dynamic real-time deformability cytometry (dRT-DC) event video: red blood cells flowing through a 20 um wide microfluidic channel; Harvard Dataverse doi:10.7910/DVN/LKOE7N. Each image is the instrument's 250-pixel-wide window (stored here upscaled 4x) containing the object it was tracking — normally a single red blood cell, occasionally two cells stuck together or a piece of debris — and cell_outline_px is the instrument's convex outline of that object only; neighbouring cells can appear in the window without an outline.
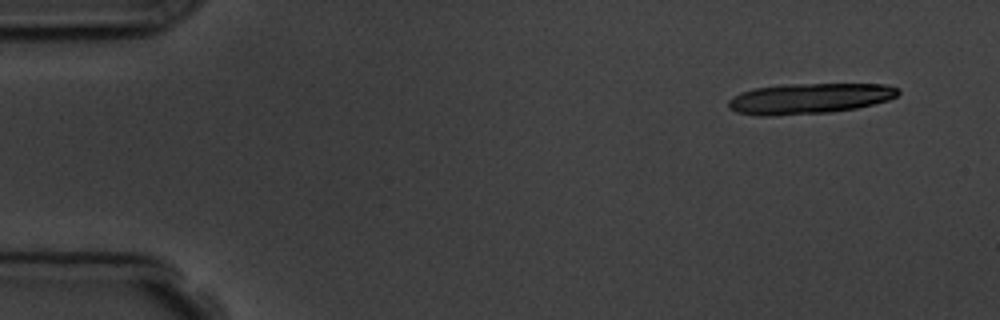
{"species": "common noctule bat (a hibernating species)", "species_latin": "Nyctalus noctula", "temperature_condition": "room temperature", "stored_images_in_passage": 5, "camera_frame_rate_fps": 3000, "um_per_image_px": 0.085, "animal": {"sex": "male", "body_mass_g": 19.5, "forearm_length_mm": 54.6}, "frame": {"image": 1, "passage_image": 1, "time_ms": 0.0, "image_size_px": [1000, 320], "cell_outline_px": [[900, 92], [896, 96], [888, 100], [856, 108], [828, 112], [772, 116], [760, 116], [736, 112], [728, 108], [728, 100], [740, 92], [752, 88], [780, 84], [884, 84], [900, 88]], "centroid_in_image_um": [68.75, 8.36], "position_along_channel_um": 16.3, "area_um2": 30.4}}
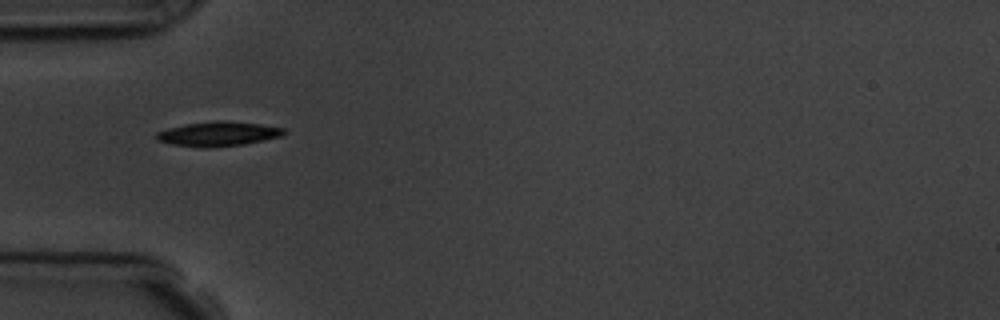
{"frame": {"image": 2, "passage_image": 5, "time_ms": 4.667, "image_size_px": [1000, 320], "cell_outline_px": [[288, 132], [280, 136], [244, 144], [208, 148], [172, 144], [156, 140], [156, 132], [168, 128], [188, 124], [212, 120], [224, 120], [260, 124], [284, 128]], "centroid_in_image_um": [18.55, 11.37], "position_along_channel_um": 66.5, "area_um2": 18.15}}